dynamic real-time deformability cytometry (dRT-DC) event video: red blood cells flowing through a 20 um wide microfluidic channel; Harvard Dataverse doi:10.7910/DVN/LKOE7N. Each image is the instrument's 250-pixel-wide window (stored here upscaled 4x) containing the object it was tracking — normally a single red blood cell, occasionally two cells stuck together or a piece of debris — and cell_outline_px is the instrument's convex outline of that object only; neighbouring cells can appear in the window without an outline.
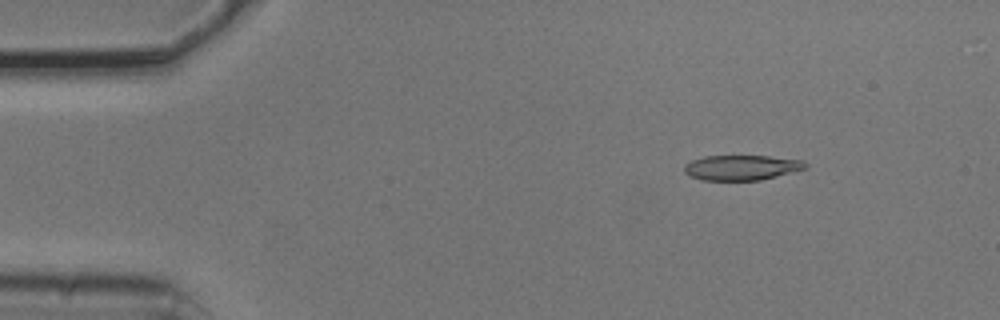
{"species": "common noctule bat (a hibernating species)", "species_latin": "Nyctalus noctula", "temperature_condition": "cold", "stored_images_in_passage": 4, "camera_frame_rate_fps": 3000, "um_per_image_px": 0.085, "animal": {"sex": "male", "body_mass_g": 20.5, "forearm_length_mm": 52.5}, "frame": {"image": 1, "passage_image": 2, "time_ms": 0.333, "image_size_px": [1000, 320], "cell_outline_px": [[808, 164], [804, 168], [776, 176], [760, 180], [700, 180], [684, 172], [684, 164], [692, 160], [704, 156], [768, 156], [804, 160]], "centroid_in_image_um": [63.0, 14.24], "position_along_channel_um": 22.0, "area_um2": 17.57}}